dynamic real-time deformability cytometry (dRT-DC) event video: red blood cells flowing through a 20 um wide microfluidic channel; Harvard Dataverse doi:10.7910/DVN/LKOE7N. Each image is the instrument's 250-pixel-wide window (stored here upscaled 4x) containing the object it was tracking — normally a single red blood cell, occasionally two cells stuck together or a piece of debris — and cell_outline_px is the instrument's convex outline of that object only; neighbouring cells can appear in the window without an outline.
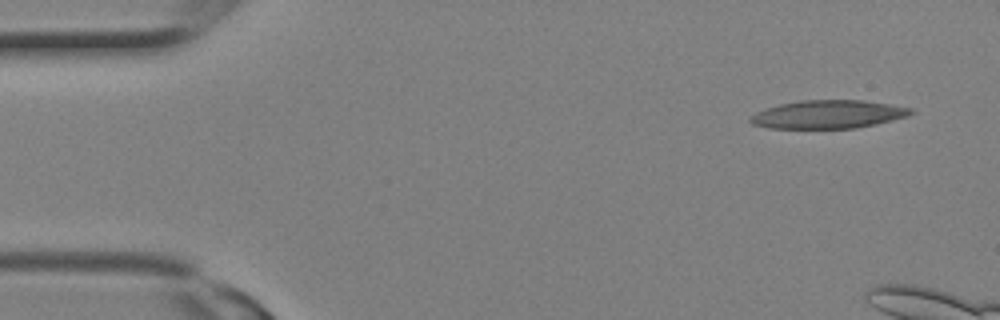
{"species": "Egyptian fruit bat (a non-hibernating species)", "species_latin": "Rousettus aegyptiacus", "temperature_condition": "room temperature", "stored_images_in_passage": 3, "camera_frame_rate_fps": 3000, "um_per_image_px": 0.085, "animal": {"sex": "female"}, "frame": {"image": 1, "passage_image": 1, "time_ms": 0.0, "image_size_px": [1000, 320], "cell_outline_px": [[916, 112], [908, 116], [876, 124], [856, 128], [768, 128], [752, 124], [748, 120], [748, 116], [764, 108], [780, 104], [800, 100], [864, 100], [912, 108]], "centroid_in_image_um": [70.37, 9.72], "position_along_channel_um": 14.6, "area_um2": 26.59}}